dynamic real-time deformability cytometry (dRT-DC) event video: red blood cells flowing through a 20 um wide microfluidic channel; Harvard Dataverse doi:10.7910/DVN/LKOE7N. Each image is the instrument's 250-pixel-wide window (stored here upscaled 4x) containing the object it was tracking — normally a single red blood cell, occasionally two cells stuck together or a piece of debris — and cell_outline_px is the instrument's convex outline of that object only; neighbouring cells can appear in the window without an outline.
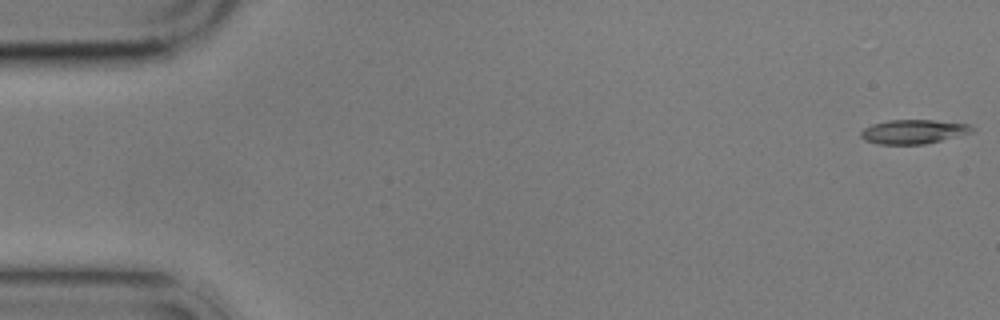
{"species": "common noctule bat (a hibernating species)", "species_latin": "Nyctalus noctula", "temperature_condition": "cold", "stored_images_in_passage": 7, "camera_frame_rate_fps": 3000, "um_per_image_px": 0.085, "animal": {"sex": "male", "body_mass_g": 17.9}, "frame": {"image": 1, "passage_image": 1, "time_ms": 0.0, "image_size_px": [1000, 320], "cell_outline_px": [[976, 128], [972, 132], [924, 144], [880, 144], [864, 140], [860, 136], [860, 132], [864, 128], [872, 124], [888, 120], [932, 120], [968, 124]], "centroid_in_image_um": [77.61, 11.18], "position_along_channel_um": 7.4, "area_um2": 15.49}}
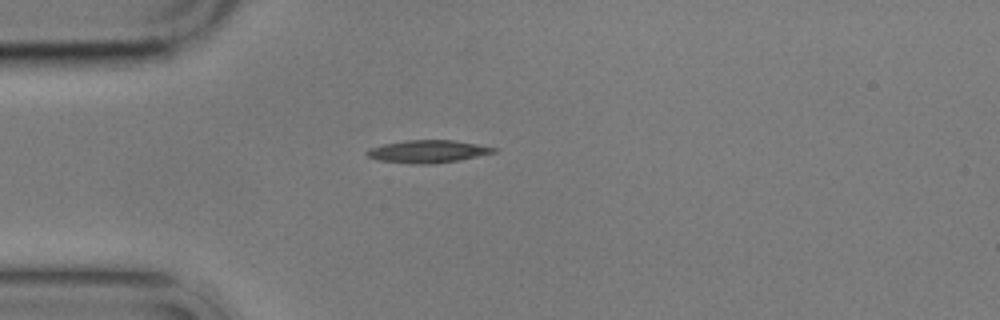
{"frame": {"image": 2, "passage_image": 5, "time_ms": 4.667, "image_size_px": [1000, 320], "cell_outline_px": [[500, 148], [496, 152], [460, 160], [428, 164], [412, 164], [380, 160], [368, 156], [364, 152], [368, 148], [384, 144], [404, 140], [452, 140]], "centroid_in_image_um": [36.37, 12.87], "position_along_channel_um": 48.6, "area_um2": 16.7}}
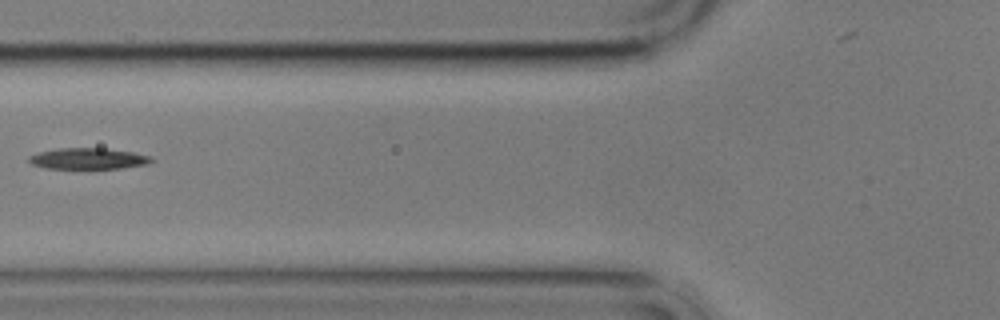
{"frame": {"image": 3, "passage_image": 7, "time_ms": 7.0, "image_size_px": [1000, 320], "cell_outline_px": [[152, 160], [148, 164], [120, 168], [44, 168], [32, 164], [28, 160], [28, 156], [40, 152], [60, 148], [104, 148], [132, 152], [148, 156]], "centroid_in_image_um": [7.45, 13.48], "position_along_channel_um": 118.3, "area_um2": 14.8}}